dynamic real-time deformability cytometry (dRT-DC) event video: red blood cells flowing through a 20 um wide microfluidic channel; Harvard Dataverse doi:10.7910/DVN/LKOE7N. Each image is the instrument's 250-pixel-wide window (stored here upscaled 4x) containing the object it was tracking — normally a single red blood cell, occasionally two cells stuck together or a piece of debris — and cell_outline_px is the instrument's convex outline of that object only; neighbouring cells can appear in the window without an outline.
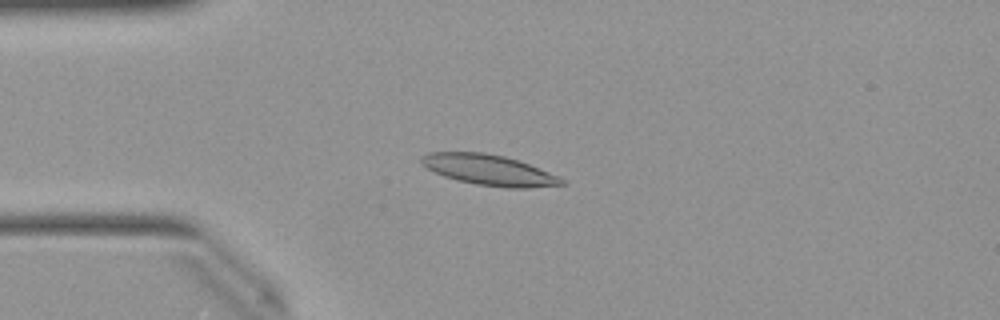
{"species": "Egyptian fruit bat (a non-hibernating species)", "species_latin": "Rousettus aegyptiacus", "temperature_condition": "warm", "stored_images_in_passage": 50, "camera_frame_rate_fps": 3000, "um_per_image_px": 0.085, "animal": {"sex": "female"}, "frame": {"image": 1, "passage_image": 12, "time_ms": 3.667, "image_size_px": [1000, 320], "cell_outline_px": [[564, 184], [528, 188], [504, 188], [476, 184], [456, 180], [444, 176], [428, 168], [420, 160], [420, 156], [428, 152], [484, 152], [504, 156], [528, 164], [560, 176], [564, 180]], "centroid_in_image_um": [41.56, 14.45], "position_along_channel_um": 43.4, "area_um2": 24.85}}
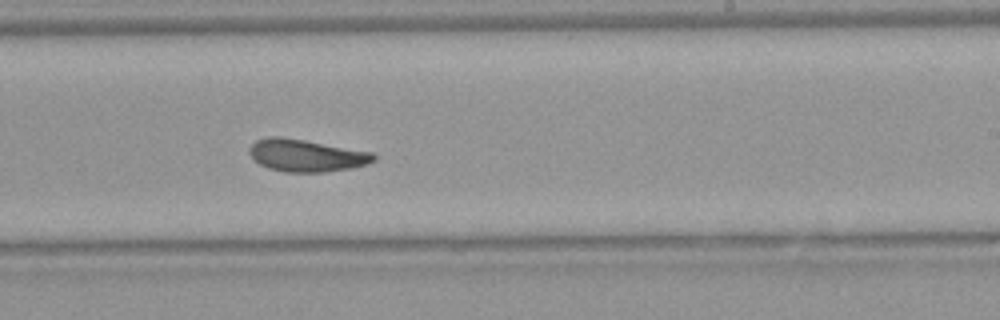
{"frame": {"image": 2, "passage_image": 30, "time_ms": 9.667, "image_size_px": [1000, 320], "cell_outline_px": [[376, 160], [368, 164], [352, 168], [324, 172], [284, 172], [268, 168], [260, 164], [248, 152], [252, 144], [256, 140], [268, 136], [280, 136], [304, 140], [372, 152], [376, 156]], "centroid_in_image_um": [26.04, 13.22], "position_along_channel_um": 263.0, "area_um2": 23.35}}
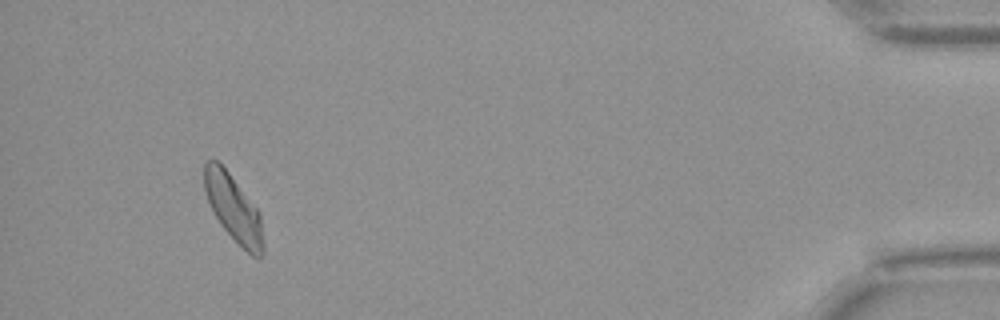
{"frame": {"image": 3, "passage_image": 47, "time_ms": 15.333, "image_size_px": [1000, 320], "cell_outline_px": [[264, 252], [260, 256], [252, 256], [220, 224], [208, 200], [204, 188], [204, 164], [208, 160], [216, 160], [228, 172], [260, 212], [264, 244]], "centroid_in_image_um": [19.86, 17.7], "position_along_channel_um": 415.3, "area_um2": 22.31}, "authors_computed_cell_mechanics": {"area_um2": 23.3223, "velocity_mm_per_s": 3.9889, "shape_relaxation_time_tau1_ms": 6.6148, "shape_relaxation_time_tau2_ms": 2.6708, "deformation_change_tau1": 0.1607, "deformation_change_tau2": 0.0924}}